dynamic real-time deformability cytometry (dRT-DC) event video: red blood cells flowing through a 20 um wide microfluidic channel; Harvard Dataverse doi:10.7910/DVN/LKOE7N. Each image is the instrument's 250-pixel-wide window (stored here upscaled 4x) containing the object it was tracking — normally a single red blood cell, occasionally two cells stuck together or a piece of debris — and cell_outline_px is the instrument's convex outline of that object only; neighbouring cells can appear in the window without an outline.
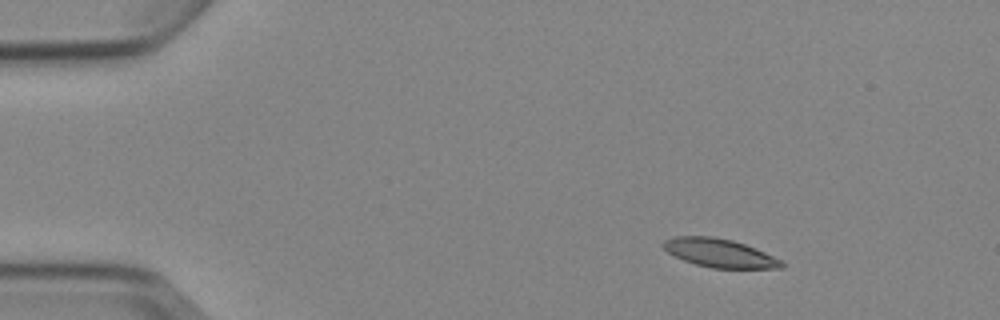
{"species": "Egyptian fruit bat (a non-hibernating species)", "species_latin": "Rousettus aegyptiacus", "temperature_condition": "cold", "stored_images_in_passage": 5, "camera_frame_rate_fps": 3000, "um_per_image_px": 0.085, "animal": {"sex": "female"}, "frame": {"image": 1, "passage_image": 2, "time_ms": 1.333, "image_size_px": [1000, 320], "cell_outline_px": [[784, 268], [712, 268], [696, 264], [684, 260], [668, 252], [660, 244], [664, 240], [676, 236], [712, 236], [732, 240], [756, 248], [780, 260], [784, 264]], "centroid_in_image_um": [61.14, 21.5], "position_along_channel_um": 23.9, "area_um2": 19.48}}